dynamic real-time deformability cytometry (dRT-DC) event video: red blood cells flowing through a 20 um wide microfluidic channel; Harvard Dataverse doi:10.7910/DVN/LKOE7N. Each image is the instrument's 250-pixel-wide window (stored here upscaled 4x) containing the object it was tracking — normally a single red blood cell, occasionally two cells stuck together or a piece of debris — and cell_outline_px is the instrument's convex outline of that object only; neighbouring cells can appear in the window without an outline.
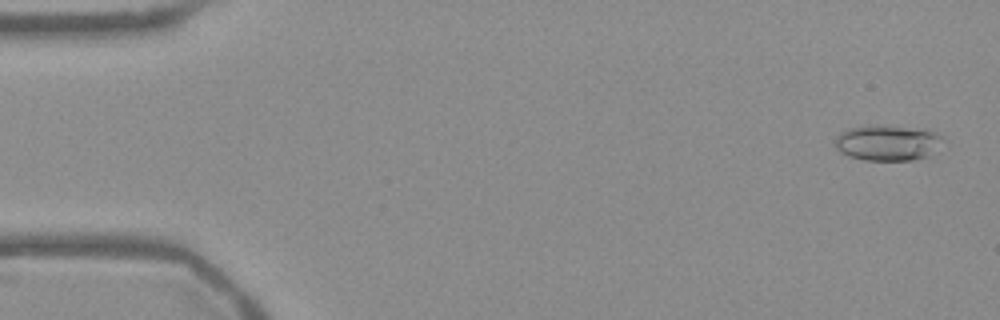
{"species": "Egyptian fruit bat (a non-hibernating species)", "species_latin": "Rousettus aegyptiacus", "temperature_condition": "warm", "stored_images_in_passage": 9, "camera_frame_rate_fps": 3000, "um_per_image_px": 0.085, "frame": {"image": 1, "passage_image": 2, "time_ms": 0.333, "image_size_px": [1000, 320], "cell_outline_px": [[944, 136], [928, 156], [912, 160], [864, 160], [848, 156], [840, 152], [836, 148], [832, 140], [840, 132], [848, 128], [928, 128]], "centroid_in_image_um": [75.4, 12.17], "position_along_channel_um": 9.6, "area_um2": 21.68}}